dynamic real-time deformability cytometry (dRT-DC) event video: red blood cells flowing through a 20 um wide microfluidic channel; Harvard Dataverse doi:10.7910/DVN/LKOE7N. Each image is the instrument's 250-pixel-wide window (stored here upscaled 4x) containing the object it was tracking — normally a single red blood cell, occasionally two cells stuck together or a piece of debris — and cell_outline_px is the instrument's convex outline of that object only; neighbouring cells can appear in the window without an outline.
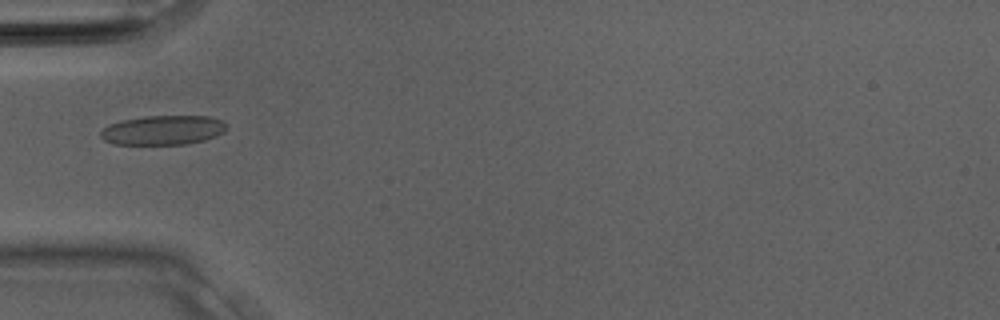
{"species": "Egyptian fruit bat (a non-hibernating species)", "species_latin": "Rousettus aegyptiacus", "temperature_condition": "room temperature", "stored_images_in_passage": 9, "camera_frame_rate_fps": 3000, "um_per_image_px": 0.085, "animal": {"sex": "male"}, "frame": {"image": 1, "passage_image": 4, "time_ms": 1.0, "image_size_px": [1000, 320], "cell_outline_px": [[228, 128], [224, 132], [216, 136], [204, 140], [188, 144], [112, 144], [104, 140], [100, 136], [100, 132], [108, 124], [120, 120], [144, 116], [208, 116], [220, 120], [228, 124]], "centroid_in_image_um": [13.86, 11.06], "position_along_channel_um": 71.1, "area_um2": 21.79}}
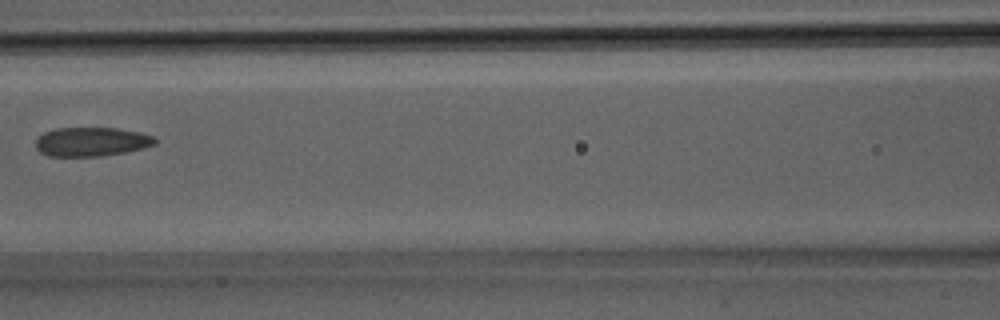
{"frame": {"image": 2, "passage_image": 8, "time_ms": 2.333, "image_size_px": [1000, 320], "cell_outline_px": [[156, 144], [144, 148], [124, 152], [100, 156], [48, 156], [40, 152], [36, 148], [36, 140], [44, 132], [56, 128], [116, 128], [140, 132], [152, 136], [156, 140]], "centroid_in_image_um": [7.77, 12.05], "position_along_channel_um": 158.8, "area_um2": 20.11}}